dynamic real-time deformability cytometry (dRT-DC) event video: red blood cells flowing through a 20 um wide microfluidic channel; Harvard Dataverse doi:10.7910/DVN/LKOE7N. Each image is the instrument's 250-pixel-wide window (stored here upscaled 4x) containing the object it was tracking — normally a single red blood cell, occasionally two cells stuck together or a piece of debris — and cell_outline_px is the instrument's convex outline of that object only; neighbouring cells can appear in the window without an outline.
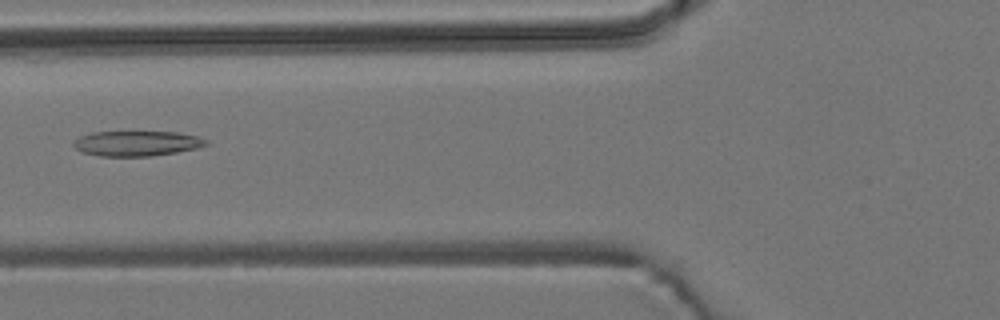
{"species": "common noctule bat (a hibernating species)", "species_latin": "Nyctalus noctula", "temperature_condition": "room temperature", "stored_images_in_passage": 6, "camera_frame_rate_fps": 3000, "um_per_image_px": 0.085, "animal": {"sex": "male", "body_mass_g": 19.2, "forearm_length_mm": 51.8}, "frame": {"image": 1, "passage_image": 6, "time_ms": 5.667, "image_size_px": [1000, 320], "cell_outline_px": [[208, 144], [196, 148], [176, 152], [152, 156], [100, 156], [80, 152], [72, 144], [80, 136], [92, 132], [180, 132], [196, 136], [208, 140]], "centroid_in_image_um": [11.62, 12.19], "position_along_channel_um": 114.2, "area_um2": 19.36}}